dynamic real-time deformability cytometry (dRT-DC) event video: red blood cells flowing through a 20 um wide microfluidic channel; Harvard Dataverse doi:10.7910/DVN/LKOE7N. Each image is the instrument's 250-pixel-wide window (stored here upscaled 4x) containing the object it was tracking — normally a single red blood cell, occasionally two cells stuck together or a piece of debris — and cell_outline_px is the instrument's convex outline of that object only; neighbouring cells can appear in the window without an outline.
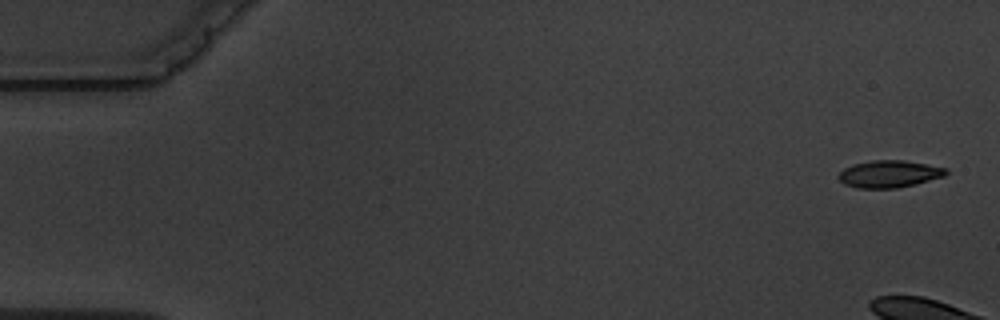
{"species": "common noctule bat (a hibernating species)", "species_latin": "Nyctalus noctula", "temperature_condition": "warm", "stored_images_in_passage": 5, "camera_frame_rate_fps": 3000, "um_per_image_px": 0.085, "animal": {"sex": "male", "body_mass_g": 19.5, "forearm_length_mm": 54.6}, "frame": {"image": 1, "passage_image": 1, "time_ms": 0.0, "image_size_px": [1000, 320], "cell_outline_px": [[948, 172], [944, 176], [916, 184], [896, 188], [856, 188], [844, 184], [836, 176], [844, 168], [852, 164], [872, 160], [904, 160], [928, 164], [948, 168]], "centroid_in_image_um": [75.58, 14.78], "position_along_channel_um": 9.4, "area_um2": 17.17}}